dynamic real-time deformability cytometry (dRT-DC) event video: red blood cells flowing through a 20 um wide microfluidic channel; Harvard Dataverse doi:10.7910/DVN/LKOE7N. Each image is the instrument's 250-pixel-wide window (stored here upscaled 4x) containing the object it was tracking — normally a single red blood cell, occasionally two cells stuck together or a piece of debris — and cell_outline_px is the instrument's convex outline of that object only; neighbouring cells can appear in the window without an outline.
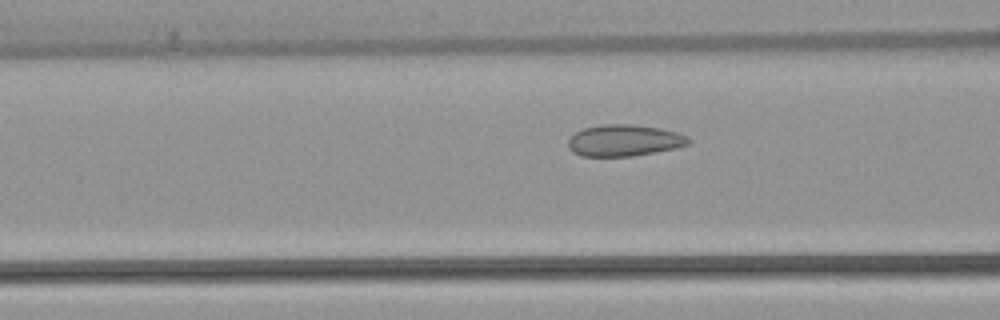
{"species": "common noctule bat (a hibernating species)", "species_latin": "Nyctalus noctula", "temperature_condition": "warm", "stored_images_in_passage": 8, "camera_frame_rate_fps": 3000, "um_per_image_px": 0.085, "animal": {"sex": "female", "body_mass_g": 22.7, "forearm_length_mm": 54.2}, "frame": {"image": 1, "passage_image": 5, "time_ms": 1.333, "image_size_px": [1000, 320], "cell_outline_px": [[692, 140], [688, 144], [676, 148], [632, 156], [580, 156], [572, 152], [568, 148], [568, 140], [576, 132], [584, 128], [604, 124], [632, 124], [660, 128], [676, 132], [688, 136]], "centroid_in_image_um": [53.06, 11.94], "position_along_channel_um": 113.5, "area_um2": 22.14}}